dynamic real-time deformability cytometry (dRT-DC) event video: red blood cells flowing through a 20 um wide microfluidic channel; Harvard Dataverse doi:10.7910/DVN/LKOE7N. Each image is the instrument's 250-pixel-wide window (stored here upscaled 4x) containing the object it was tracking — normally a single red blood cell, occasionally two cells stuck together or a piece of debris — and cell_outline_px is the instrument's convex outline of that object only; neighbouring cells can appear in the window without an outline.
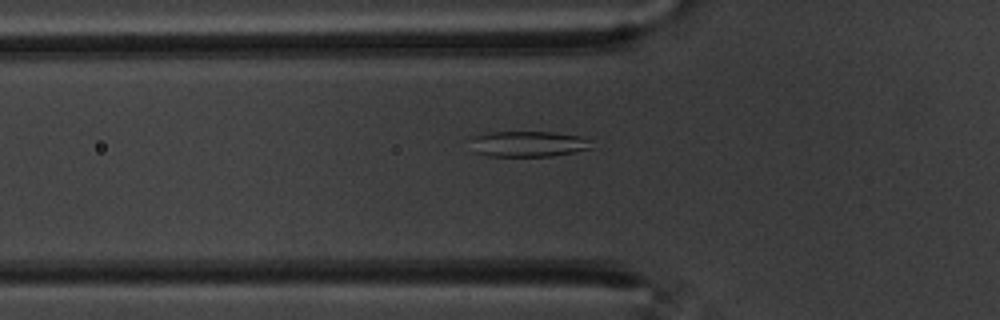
{"species": "common noctule bat (a hibernating species)", "species_latin": "Nyctalus noctula", "temperature_condition": "warm", "stored_images_in_passage": 53, "segment_of_instrument_passage": [1, 2], "camera_frame_rate_fps": 3000, "um_per_image_px": 0.085, "animal": {"sex": "male", "body_mass_g": 20.1, "forearm_length_mm": 53.5}, "frame": {"image": 1, "passage_image": 20, "time_ms": 6.333, "image_size_px": [1000, 320], "cell_outline_px": [[592, 148], [552, 156], [488, 156], [476, 152], [472, 140], [472, 136], [488, 132], [552, 132], [580, 136], [588, 140]], "centroid_in_image_um": [44.89, 12.23], "position_along_channel_um": 80.9, "area_um2": 17.86}}
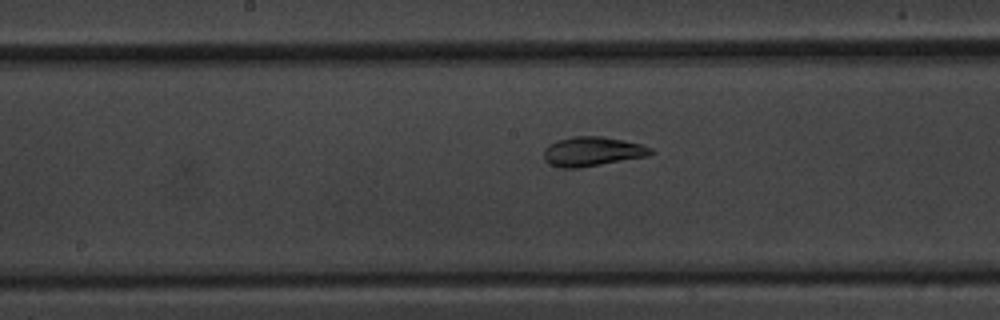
{"frame": {"image": 2, "passage_image": 30, "time_ms": 9.667, "image_size_px": [1000, 320], "cell_outline_px": [[656, 152], [648, 156], [580, 168], [560, 168], [544, 160], [544, 148], [548, 144], [572, 136], [600, 136], [624, 140], [640, 144], [652, 148]], "centroid_in_image_um": [50.36, 12.88], "position_along_channel_um": 197.8, "area_um2": 18.38}}
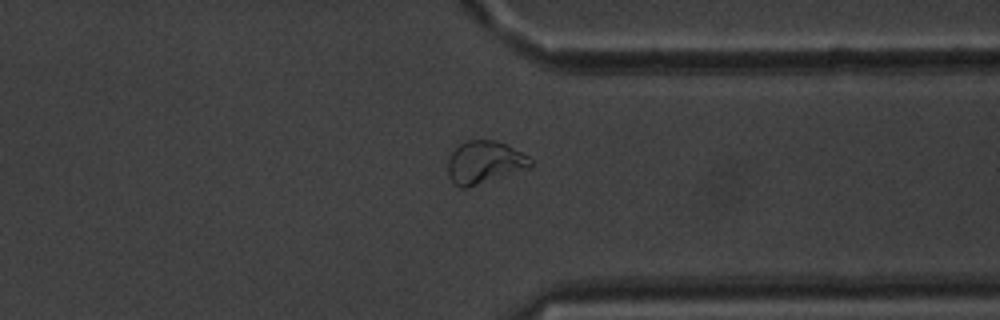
{"frame": {"image": 3, "passage_image": 45, "time_ms": 14.667, "image_size_px": [1000, 320], "cell_outline_px": [[532, 164], [528, 168], [468, 188], [460, 188], [448, 176], [448, 160], [452, 152], [460, 144], [468, 140], [496, 140], [528, 156], [532, 160]], "centroid_in_image_um": [41.16, 13.8], "position_along_channel_um": 370.2, "area_um2": 20.23}}